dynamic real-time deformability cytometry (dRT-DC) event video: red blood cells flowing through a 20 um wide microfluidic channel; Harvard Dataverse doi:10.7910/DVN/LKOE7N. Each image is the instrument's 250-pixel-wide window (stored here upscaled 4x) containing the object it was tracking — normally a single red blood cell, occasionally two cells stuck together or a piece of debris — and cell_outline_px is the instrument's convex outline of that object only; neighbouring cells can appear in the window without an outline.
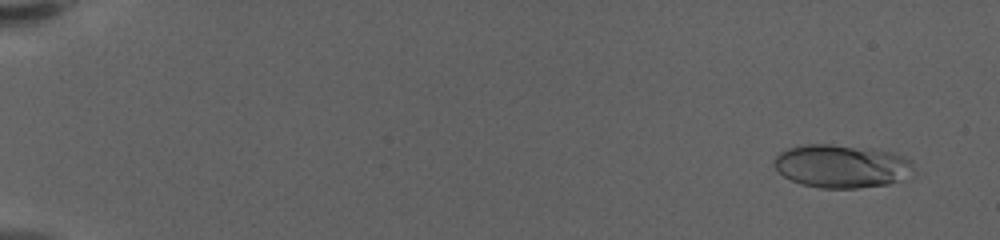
{"species": "human", "species_latin": "Homo sapiens", "temperature_condition": "warm", "stored_images_in_passage": 61, "camera_frame_rate_fps": 3000, "um_per_image_px": 0.085, "donor": {"sex": "female"}, "frame": {"image": 1, "passage_image": 4, "time_ms": 1.0, "image_size_px": [1000, 240], "cell_outline_px": [[912, 168], [896, 180], [888, 184], [856, 188], [820, 188], [800, 184], [784, 176], [776, 168], [772, 160], [780, 152], [788, 148], [808, 144], [832, 144], [888, 152], [912, 160]], "centroid_in_image_um": [71.42, 14.12], "position_along_channel_um": 13.6, "area_um2": 34.22}}
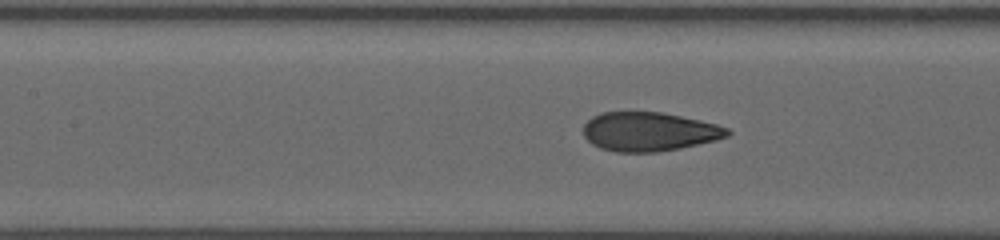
{"frame": {"image": 2, "passage_image": 30, "time_ms": 9.667, "image_size_px": [1000, 240], "cell_outline_px": [[732, 132], [728, 136], [716, 140], [680, 148], [660, 152], [616, 152], [600, 148], [592, 144], [584, 136], [584, 124], [592, 116], [604, 112], [660, 112], [680, 116], [716, 124], [728, 128]], "centroid_in_image_um": [55.17, 11.2], "position_along_channel_um": 152.2, "area_um2": 32.66}}
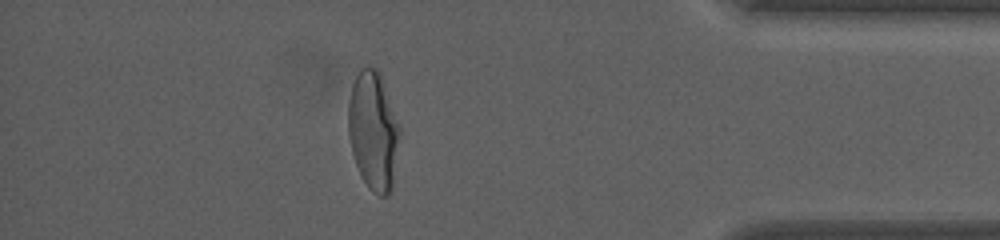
{"frame": {"image": 3, "passage_image": 54, "time_ms": 17.667, "image_size_px": [1000, 240], "cell_outline_px": [[400, 132], [392, 188], [388, 196], [380, 196], [372, 192], [368, 188], [356, 164], [352, 152], [348, 132], [348, 100], [352, 84], [360, 68], [376, 68], [380, 76], [400, 128]], "centroid_in_image_um": [31.71, 11.16], "position_along_channel_um": 403.5, "area_um2": 35.03}, "authors_computed_cell_mechanics": {"area_um2": 33.0038, "velocity_mm_per_s": 3.5142, "shape_relaxation_time_tau1_ms": 5.7105, "shape_relaxation_time_tau2_ms": null, "deformation_change_tau1": 0.2327, "deformation_change_tau2": null}}